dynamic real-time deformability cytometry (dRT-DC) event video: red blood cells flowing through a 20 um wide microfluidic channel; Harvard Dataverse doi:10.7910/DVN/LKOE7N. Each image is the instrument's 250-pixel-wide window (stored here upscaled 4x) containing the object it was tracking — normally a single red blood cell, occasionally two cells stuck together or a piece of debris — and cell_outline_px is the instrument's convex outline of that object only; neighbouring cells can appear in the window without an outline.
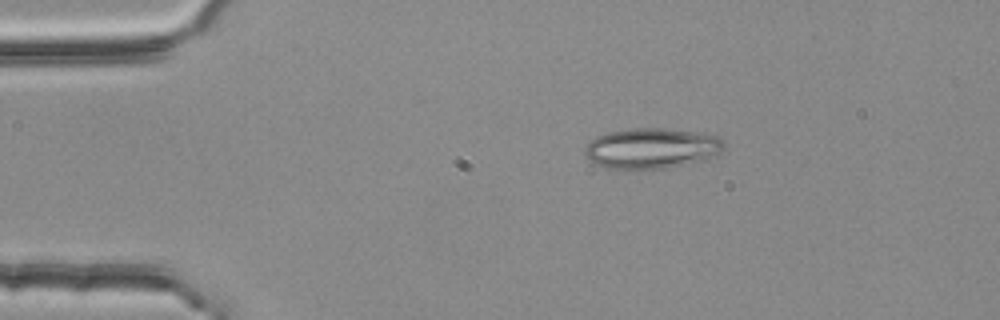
{"species": "common noctule bat (a hibernating species)", "species_latin": "Nyctalus noctula", "temperature_condition": "room temperature", "stored_images_in_passage": 3, "camera_frame_rate_fps": 3000, "um_per_image_px": 0.085, "animal": {"sex": "female", "body_mass_g": 25.1}, "frame": {"image": 1, "passage_image": 2, "time_ms": 0.333, "image_size_px": [1000, 320], "cell_outline_px": [[724, 148], [720, 152], [708, 160], [664, 168], [604, 168], [592, 164], [584, 152], [584, 148], [596, 136], [608, 132], [632, 128], [668, 128], [716, 136], [724, 140]], "centroid_in_image_um": [55.38, 12.6], "position_along_channel_um": 29.6, "area_um2": 32.83}}